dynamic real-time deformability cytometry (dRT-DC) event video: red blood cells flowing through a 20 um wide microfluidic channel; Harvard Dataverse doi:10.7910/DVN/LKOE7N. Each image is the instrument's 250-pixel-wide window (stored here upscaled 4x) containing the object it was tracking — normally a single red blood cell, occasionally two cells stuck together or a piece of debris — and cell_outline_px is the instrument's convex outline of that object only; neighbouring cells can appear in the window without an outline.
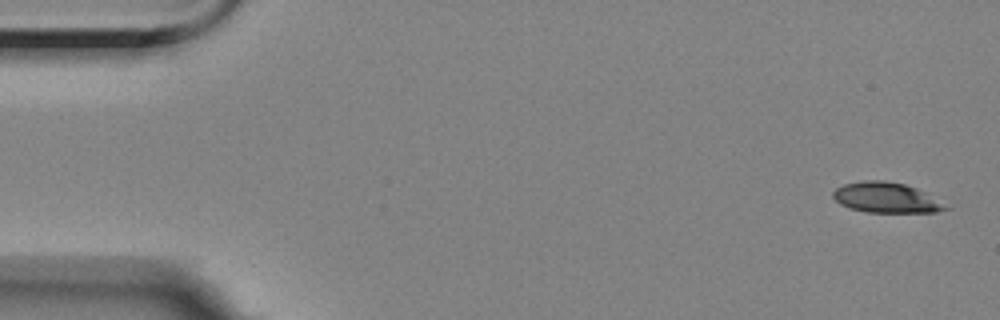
{"species": "Egyptian fruit bat (a non-hibernating species)", "species_latin": "Rousettus aegyptiacus", "temperature_condition": "room temperature", "stored_images_in_passage": 5, "camera_frame_rate_fps": 3000, "um_per_image_px": 0.085, "animal": {"sex": "female"}, "frame": {"image": 1, "passage_image": 1, "time_ms": 0.0, "image_size_px": [1000, 320], "cell_outline_px": [[952, 208], [936, 212], [868, 212], [848, 208], [840, 204], [832, 196], [832, 192], [836, 188], [844, 184], [864, 180], [884, 180], [904, 184], [916, 188], [924, 192]], "centroid_in_image_um": [75.3, 16.8], "position_along_channel_um": 9.7, "area_um2": 19.83}}
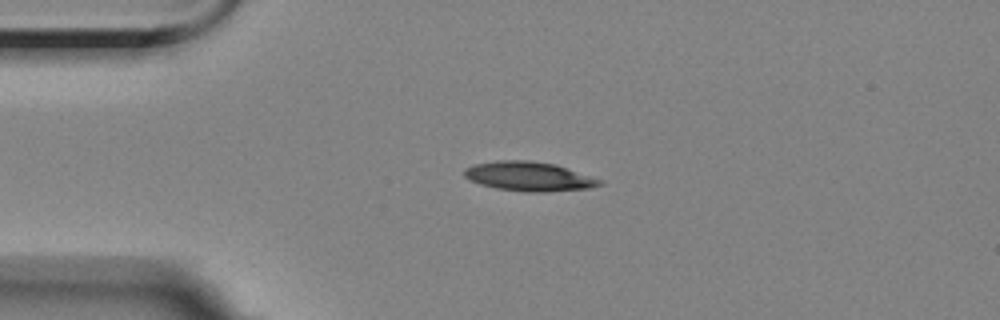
{"frame": {"image": 2, "passage_image": 4, "time_ms": 3.667, "image_size_px": [1000, 320], "cell_outline_px": [[604, 184], [588, 188], [544, 192], [528, 192], [496, 188], [480, 184], [468, 180], [464, 176], [464, 168], [472, 164], [496, 160], [528, 160], [556, 164], [604, 180]], "centroid_in_image_um": [44.95, 14.98], "position_along_channel_um": 40.0, "area_um2": 23.35}}